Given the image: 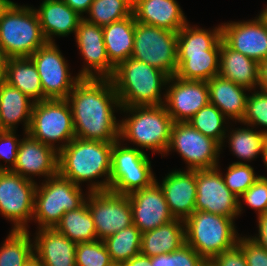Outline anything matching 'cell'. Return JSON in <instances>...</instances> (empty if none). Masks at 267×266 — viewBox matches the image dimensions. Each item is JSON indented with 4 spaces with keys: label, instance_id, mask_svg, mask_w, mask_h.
<instances>
[{
    "label": "cell",
    "instance_id": "obj_19",
    "mask_svg": "<svg viewBox=\"0 0 267 266\" xmlns=\"http://www.w3.org/2000/svg\"><path fill=\"white\" fill-rule=\"evenodd\" d=\"M75 36L80 53L88 64L78 76L80 78H111L115 67L110 63L106 52L103 27L89 23L83 18L78 24ZM92 69L98 76L94 75Z\"/></svg>",
    "mask_w": 267,
    "mask_h": 266
},
{
    "label": "cell",
    "instance_id": "obj_50",
    "mask_svg": "<svg viewBox=\"0 0 267 266\" xmlns=\"http://www.w3.org/2000/svg\"><path fill=\"white\" fill-rule=\"evenodd\" d=\"M7 57L0 51V83L5 81Z\"/></svg>",
    "mask_w": 267,
    "mask_h": 266
},
{
    "label": "cell",
    "instance_id": "obj_51",
    "mask_svg": "<svg viewBox=\"0 0 267 266\" xmlns=\"http://www.w3.org/2000/svg\"><path fill=\"white\" fill-rule=\"evenodd\" d=\"M25 266H44L35 256L26 263Z\"/></svg>",
    "mask_w": 267,
    "mask_h": 266
},
{
    "label": "cell",
    "instance_id": "obj_1",
    "mask_svg": "<svg viewBox=\"0 0 267 266\" xmlns=\"http://www.w3.org/2000/svg\"><path fill=\"white\" fill-rule=\"evenodd\" d=\"M75 137L115 142L120 140V123L114 107L121 104L111 78H81L68 95Z\"/></svg>",
    "mask_w": 267,
    "mask_h": 266
},
{
    "label": "cell",
    "instance_id": "obj_43",
    "mask_svg": "<svg viewBox=\"0 0 267 266\" xmlns=\"http://www.w3.org/2000/svg\"><path fill=\"white\" fill-rule=\"evenodd\" d=\"M237 244L244 253L247 266H267V251L251 237H240Z\"/></svg>",
    "mask_w": 267,
    "mask_h": 266
},
{
    "label": "cell",
    "instance_id": "obj_32",
    "mask_svg": "<svg viewBox=\"0 0 267 266\" xmlns=\"http://www.w3.org/2000/svg\"><path fill=\"white\" fill-rule=\"evenodd\" d=\"M55 229L75 243L97 240L93 218L86 202L78 209L63 214Z\"/></svg>",
    "mask_w": 267,
    "mask_h": 266
},
{
    "label": "cell",
    "instance_id": "obj_36",
    "mask_svg": "<svg viewBox=\"0 0 267 266\" xmlns=\"http://www.w3.org/2000/svg\"><path fill=\"white\" fill-rule=\"evenodd\" d=\"M229 138L230 147L238 158L248 161L260 153L264 156V146L267 139V134L264 131L257 132L250 128H239L235 131L232 130Z\"/></svg>",
    "mask_w": 267,
    "mask_h": 266
},
{
    "label": "cell",
    "instance_id": "obj_33",
    "mask_svg": "<svg viewBox=\"0 0 267 266\" xmlns=\"http://www.w3.org/2000/svg\"><path fill=\"white\" fill-rule=\"evenodd\" d=\"M141 234L140 230L132 225L103 240L114 264H123L140 253Z\"/></svg>",
    "mask_w": 267,
    "mask_h": 266
},
{
    "label": "cell",
    "instance_id": "obj_9",
    "mask_svg": "<svg viewBox=\"0 0 267 266\" xmlns=\"http://www.w3.org/2000/svg\"><path fill=\"white\" fill-rule=\"evenodd\" d=\"M32 138L58 152L75 138L72 110L67 99H46L34 102L31 124L27 132ZM67 143L55 148V141Z\"/></svg>",
    "mask_w": 267,
    "mask_h": 266
},
{
    "label": "cell",
    "instance_id": "obj_11",
    "mask_svg": "<svg viewBox=\"0 0 267 266\" xmlns=\"http://www.w3.org/2000/svg\"><path fill=\"white\" fill-rule=\"evenodd\" d=\"M119 143L113 142L109 190L129 195L149 187L156 179L148 156L139 148L120 147Z\"/></svg>",
    "mask_w": 267,
    "mask_h": 266
},
{
    "label": "cell",
    "instance_id": "obj_21",
    "mask_svg": "<svg viewBox=\"0 0 267 266\" xmlns=\"http://www.w3.org/2000/svg\"><path fill=\"white\" fill-rule=\"evenodd\" d=\"M14 168L0 166V170H11L26 179L28 175H42L49 179L58 174V151L32 138L26 133L21 139ZM28 174V175H27Z\"/></svg>",
    "mask_w": 267,
    "mask_h": 266
},
{
    "label": "cell",
    "instance_id": "obj_12",
    "mask_svg": "<svg viewBox=\"0 0 267 266\" xmlns=\"http://www.w3.org/2000/svg\"><path fill=\"white\" fill-rule=\"evenodd\" d=\"M37 184L11 170H0V213L14 222L12 230L26 231L34 214Z\"/></svg>",
    "mask_w": 267,
    "mask_h": 266
},
{
    "label": "cell",
    "instance_id": "obj_8",
    "mask_svg": "<svg viewBox=\"0 0 267 266\" xmlns=\"http://www.w3.org/2000/svg\"><path fill=\"white\" fill-rule=\"evenodd\" d=\"M42 185L36 187L33 214L40 228H55L63 214L78 209L86 202L80 186L59 173Z\"/></svg>",
    "mask_w": 267,
    "mask_h": 266
},
{
    "label": "cell",
    "instance_id": "obj_27",
    "mask_svg": "<svg viewBox=\"0 0 267 266\" xmlns=\"http://www.w3.org/2000/svg\"><path fill=\"white\" fill-rule=\"evenodd\" d=\"M207 84L209 88V103L215 105L228 118H234L242 122L246 112L247 100L244 90L248 89L219 75L208 80Z\"/></svg>",
    "mask_w": 267,
    "mask_h": 266
},
{
    "label": "cell",
    "instance_id": "obj_42",
    "mask_svg": "<svg viewBox=\"0 0 267 266\" xmlns=\"http://www.w3.org/2000/svg\"><path fill=\"white\" fill-rule=\"evenodd\" d=\"M240 197L248 206L258 210L259 215L267 212V178L260 176Z\"/></svg>",
    "mask_w": 267,
    "mask_h": 266
},
{
    "label": "cell",
    "instance_id": "obj_7",
    "mask_svg": "<svg viewBox=\"0 0 267 266\" xmlns=\"http://www.w3.org/2000/svg\"><path fill=\"white\" fill-rule=\"evenodd\" d=\"M121 108L133 115L120 122V139H129L142 149L167 153L173 120L164 105Z\"/></svg>",
    "mask_w": 267,
    "mask_h": 266
},
{
    "label": "cell",
    "instance_id": "obj_57",
    "mask_svg": "<svg viewBox=\"0 0 267 266\" xmlns=\"http://www.w3.org/2000/svg\"><path fill=\"white\" fill-rule=\"evenodd\" d=\"M3 130H2V125H1V122H0V132H2Z\"/></svg>",
    "mask_w": 267,
    "mask_h": 266
},
{
    "label": "cell",
    "instance_id": "obj_44",
    "mask_svg": "<svg viewBox=\"0 0 267 266\" xmlns=\"http://www.w3.org/2000/svg\"><path fill=\"white\" fill-rule=\"evenodd\" d=\"M20 141L14 135V131L0 132V158L12 163L14 168L17 160V152Z\"/></svg>",
    "mask_w": 267,
    "mask_h": 266
},
{
    "label": "cell",
    "instance_id": "obj_14",
    "mask_svg": "<svg viewBox=\"0 0 267 266\" xmlns=\"http://www.w3.org/2000/svg\"><path fill=\"white\" fill-rule=\"evenodd\" d=\"M171 149L180 153L189 165L188 170L195 171L217 167L221 145L197 131L189 122H173L167 153Z\"/></svg>",
    "mask_w": 267,
    "mask_h": 266
},
{
    "label": "cell",
    "instance_id": "obj_15",
    "mask_svg": "<svg viewBox=\"0 0 267 266\" xmlns=\"http://www.w3.org/2000/svg\"><path fill=\"white\" fill-rule=\"evenodd\" d=\"M29 58L37 68L46 99H67L81 79L78 75L71 78L68 64L54 42L39 47Z\"/></svg>",
    "mask_w": 267,
    "mask_h": 266
},
{
    "label": "cell",
    "instance_id": "obj_35",
    "mask_svg": "<svg viewBox=\"0 0 267 266\" xmlns=\"http://www.w3.org/2000/svg\"><path fill=\"white\" fill-rule=\"evenodd\" d=\"M133 0H93L87 22L105 26L132 15Z\"/></svg>",
    "mask_w": 267,
    "mask_h": 266
},
{
    "label": "cell",
    "instance_id": "obj_24",
    "mask_svg": "<svg viewBox=\"0 0 267 266\" xmlns=\"http://www.w3.org/2000/svg\"><path fill=\"white\" fill-rule=\"evenodd\" d=\"M132 14L137 22L173 32L187 23L176 0H133Z\"/></svg>",
    "mask_w": 267,
    "mask_h": 266
},
{
    "label": "cell",
    "instance_id": "obj_55",
    "mask_svg": "<svg viewBox=\"0 0 267 266\" xmlns=\"http://www.w3.org/2000/svg\"><path fill=\"white\" fill-rule=\"evenodd\" d=\"M203 266H212L209 261H207Z\"/></svg>",
    "mask_w": 267,
    "mask_h": 266
},
{
    "label": "cell",
    "instance_id": "obj_56",
    "mask_svg": "<svg viewBox=\"0 0 267 266\" xmlns=\"http://www.w3.org/2000/svg\"><path fill=\"white\" fill-rule=\"evenodd\" d=\"M112 266H123L122 264H113Z\"/></svg>",
    "mask_w": 267,
    "mask_h": 266
},
{
    "label": "cell",
    "instance_id": "obj_6",
    "mask_svg": "<svg viewBox=\"0 0 267 266\" xmlns=\"http://www.w3.org/2000/svg\"><path fill=\"white\" fill-rule=\"evenodd\" d=\"M233 220L231 217L195 210L184 220L185 243L210 261L238 243Z\"/></svg>",
    "mask_w": 267,
    "mask_h": 266
},
{
    "label": "cell",
    "instance_id": "obj_16",
    "mask_svg": "<svg viewBox=\"0 0 267 266\" xmlns=\"http://www.w3.org/2000/svg\"><path fill=\"white\" fill-rule=\"evenodd\" d=\"M218 171V166L196 170L195 208L234 219L241 212L242 204L225 185L223 176Z\"/></svg>",
    "mask_w": 267,
    "mask_h": 266
},
{
    "label": "cell",
    "instance_id": "obj_45",
    "mask_svg": "<svg viewBox=\"0 0 267 266\" xmlns=\"http://www.w3.org/2000/svg\"><path fill=\"white\" fill-rule=\"evenodd\" d=\"M209 262L212 266H247L244 253L238 244L214 256Z\"/></svg>",
    "mask_w": 267,
    "mask_h": 266
},
{
    "label": "cell",
    "instance_id": "obj_30",
    "mask_svg": "<svg viewBox=\"0 0 267 266\" xmlns=\"http://www.w3.org/2000/svg\"><path fill=\"white\" fill-rule=\"evenodd\" d=\"M135 18L131 16L103 26V37L110 63L116 68L131 57L134 47Z\"/></svg>",
    "mask_w": 267,
    "mask_h": 266
},
{
    "label": "cell",
    "instance_id": "obj_22",
    "mask_svg": "<svg viewBox=\"0 0 267 266\" xmlns=\"http://www.w3.org/2000/svg\"><path fill=\"white\" fill-rule=\"evenodd\" d=\"M159 186L174 218L185 220L196 210V170L171 172Z\"/></svg>",
    "mask_w": 267,
    "mask_h": 266
},
{
    "label": "cell",
    "instance_id": "obj_2",
    "mask_svg": "<svg viewBox=\"0 0 267 266\" xmlns=\"http://www.w3.org/2000/svg\"><path fill=\"white\" fill-rule=\"evenodd\" d=\"M221 26L212 32L186 23L177 35V71L184 80L208 81L219 74Z\"/></svg>",
    "mask_w": 267,
    "mask_h": 266
},
{
    "label": "cell",
    "instance_id": "obj_54",
    "mask_svg": "<svg viewBox=\"0 0 267 266\" xmlns=\"http://www.w3.org/2000/svg\"><path fill=\"white\" fill-rule=\"evenodd\" d=\"M262 13L265 15V17H267V6H266L265 10L263 9Z\"/></svg>",
    "mask_w": 267,
    "mask_h": 266
},
{
    "label": "cell",
    "instance_id": "obj_23",
    "mask_svg": "<svg viewBox=\"0 0 267 266\" xmlns=\"http://www.w3.org/2000/svg\"><path fill=\"white\" fill-rule=\"evenodd\" d=\"M34 241V256L44 266H76L77 243L55 228H39Z\"/></svg>",
    "mask_w": 267,
    "mask_h": 266
},
{
    "label": "cell",
    "instance_id": "obj_17",
    "mask_svg": "<svg viewBox=\"0 0 267 266\" xmlns=\"http://www.w3.org/2000/svg\"><path fill=\"white\" fill-rule=\"evenodd\" d=\"M222 41L232 50L260 63L267 59V18L221 25Z\"/></svg>",
    "mask_w": 267,
    "mask_h": 266
},
{
    "label": "cell",
    "instance_id": "obj_13",
    "mask_svg": "<svg viewBox=\"0 0 267 266\" xmlns=\"http://www.w3.org/2000/svg\"><path fill=\"white\" fill-rule=\"evenodd\" d=\"M88 209L92 215L97 240L133 225L131 203L128 195L106 191H90Z\"/></svg>",
    "mask_w": 267,
    "mask_h": 266
},
{
    "label": "cell",
    "instance_id": "obj_4",
    "mask_svg": "<svg viewBox=\"0 0 267 266\" xmlns=\"http://www.w3.org/2000/svg\"><path fill=\"white\" fill-rule=\"evenodd\" d=\"M168 79L165 72L132 57L121 62L111 77L121 107L164 105L160 90Z\"/></svg>",
    "mask_w": 267,
    "mask_h": 266
},
{
    "label": "cell",
    "instance_id": "obj_37",
    "mask_svg": "<svg viewBox=\"0 0 267 266\" xmlns=\"http://www.w3.org/2000/svg\"><path fill=\"white\" fill-rule=\"evenodd\" d=\"M225 115L213 104L201 108L188 122L203 135L216 140L221 146L226 138L223 123Z\"/></svg>",
    "mask_w": 267,
    "mask_h": 266
},
{
    "label": "cell",
    "instance_id": "obj_48",
    "mask_svg": "<svg viewBox=\"0 0 267 266\" xmlns=\"http://www.w3.org/2000/svg\"><path fill=\"white\" fill-rule=\"evenodd\" d=\"M123 266H152L151 257L139 253L137 256L124 262Z\"/></svg>",
    "mask_w": 267,
    "mask_h": 266
},
{
    "label": "cell",
    "instance_id": "obj_3",
    "mask_svg": "<svg viewBox=\"0 0 267 266\" xmlns=\"http://www.w3.org/2000/svg\"><path fill=\"white\" fill-rule=\"evenodd\" d=\"M112 147L113 142L75 137L58 152V173L76 185L106 175V180L91 183L89 191L109 190Z\"/></svg>",
    "mask_w": 267,
    "mask_h": 266
},
{
    "label": "cell",
    "instance_id": "obj_53",
    "mask_svg": "<svg viewBox=\"0 0 267 266\" xmlns=\"http://www.w3.org/2000/svg\"><path fill=\"white\" fill-rule=\"evenodd\" d=\"M263 160H264V163H265L266 166H267V139H266L265 146H264V156H263Z\"/></svg>",
    "mask_w": 267,
    "mask_h": 266
},
{
    "label": "cell",
    "instance_id": "obj_39",
    "mask_svg": "<svg viewBox=\"0 0 267 266\" xmlns=\"http://www.w3.org/2000/svg\"><path fill=\"white\" fill-rule=\"evenodd\" d=\"M260 176H256L254 168L244 162H234L227 170L225 185L238 198L252 186Z\"/></svg>",
    "mask_w": 267,
    "mask_h": 266
},
{
    "label": "cell",
    "instance_id": "obj_20",
    "mask_svg": "<svg viewBox=\"0 0 267 266\" xmlns=\"http://www.w3.org/2000/svg\"><path fill=\"white\" fill-rule=\"evenodd\" d=\"M128 197L131 203L133 225L141 233L153 230L175 219L157 181H154L149 187L130 193Z\"/></svg>",
    "mask_w": 267,
    "mask_h": 266
},
{
    "label": "cell",
    "instance_id": "obj_5",
    "mask_svg": "<svg viewBox=\"0 0 267 266\" xmlns=\"http://www.w3.org/2000/svg\"><path fill=\"white\" fill-rule=\"evenodd\" d=\"M46 43L35 9L10 1L0 14V51L7 58L30 57Z\"/></svg>",
    "mask_w": 267,
    "mask_h": 266
},
{
    "label": "cell",
    "instance_id": "obj_25",
    "mask_svg": "<svg viewBox=\"0 0 267 266\" xmlns=\"http://www.w3.org/2000/svg\"><path fill=\"white\" fill-rule=\"evenodd\" d=\"M37 12L40 26L47 42H54L52 35L67 36L75 33L83 19L62 0H44Z\"/></svg>",
    "mask_w": 267,
    "mask_h": 266
},
{
    "label": "cell",
    "instance_id": "obj_31",
    "mask_svg": "<svg viewBox=\"0 0 267 266\" xmlns=\"http://www.w3.org/2000/svg\"><path fill=\"white\" fill-rule=\"evenodd\" d=\"M5 82L19 89L33 102L46 100L39 73L29 57L7 58Z\"/></svg>",
    "mask_w": 267,
    "mask_h": 266
},
{
    "label": "cell",
    "instance_id": "obj_18",
    "mask_svg": "<svg viewBox=\"0 0 267 266\" xmlns=\"http://www.w3.org/2000/svg\"><path fill=\"white\" fill-rule=\"evenodd\" d=\"M167 82L172 85L164 95L167 102L164 106L173 122H188L209 103L207 81L184 80L174 75Z\"/></svg>",
    "mask_w": 267,
    "mask_h": 266
},
{
    "label": "cell",
    "instance_id": "obj_26",
    "mask_svg": "<svg viewBox=\"0 0 267 266\" xmlns=\"http://www.w3.org/2000/svg\"><path fill=\"white\" fill-rule=\"evenodd\" d=\"M218 75L251 90L258 85L259 63L232 50L221 40Z\"/></svg>",
    "mask_w": 267,
    "mask_h": 266
},
{
    "label": "cell",
    "instance_id": "obj_40",
    "mask_svg": "<svg viewBox=\"0 0 267 266\" xmlns=\"http://www.w3.org/2000/svg\"><path fill=\"white\" fill-rule=\"evenodd\" d=\"M206 262L186 243L174 252L151 257L152 266H203Z\"/></svg>",
    "mask_w": 267,
    "mask_h": 266
},
{
    "label": "cell",
    "instance_id": "obj_34",
    "mask_svg": "<svg viewBox=\"0 0 267 266\" xmlns=\"http://www.w3.org/2000/svg\"><path fill=\"white\" fill-rule=\"evenodd\" d=\"M6 241L0 247V266H25L34 256V243H31L29 231L11 230Z\"/></svg>",
    "mask_w": 267,
    "mask_h": 266
},
{
    "label": "cell",
    "instance_id": "obj_29",
    "mask_svg": "<svg viewBox=\"0 0 267 266\" xmlns=\"http://www.w3.org/2000/svg\"><path fill=\"white\" fill-rule=\"evenodd\" d=\"M184 220L175 218L153 230L141 234L140 253L156 256L171 253L185 244Z\"/></svg>",
    "mask_w": 267,
    "mask_h": 266
},
{
    "label": "cell",
    "instance_id": "obj_38",
    "mask_svg": "<svg viewBox=\"0 0 267 266\" xmlns=\"http://www.w3.org/2000/svg\"><path fill=\"white\" fill-rule=\"evenodd\" d=\"M76 266H112L107 247L102 240L77 243Z\"/></svg>",
    "mask_w": 267,
    "mask_h": 266
},
{
    "label": "cell",
    "instance_id": "obj_46",
    "mask_svg": "<svg viewBox=\"0 0 267 266\" xmlns=\"http://www.w3.org/2000/svg\"><path fill=\"white\" fill-rule=\"evenodd\" d=\"M259 236L252 237L257 244L267 251V212L258 215Z\"/></svg>",
    "mask_w": 267,
    "mask_h": 266
},
{
    "label": "cell",
    "instance_id": "obj_47",
    "mask_svg": "<svg viewBox=\"0 0 267 266\" xmlns=\"http://www.w3.org/2000/svg\"><path fill=\"white\" fill-rule=\"evenodd\" d=\"M69 7H71L80 16L83 12H88L93 0H62Z\"/></svg>",
    "mask_w": 267,
    "mask_h": 266
},
{
    "label": "cell",
    "instance_id": "obj_52",
    "mask_svg": "<svg viewBox=\"0 0 267 266\" xmlns=\"http://www.w3.org/2000/svg\"><path fill=\"white\" fill-rule=\"evenodd\" d=\"M10 0H0V14L3 9L9 4Z\"/></svg>",
    "mask_w": 267,
    "mask_h": 266
},
{
    "label": "cell",
    "instance_id": "obj_28",
    "mask_svg": "<svg viewBox=\"0 0 267 266\" xmlns=\"http://www.w3.org/2000/svg\"><path fill=\"white\" fill-rule=\"evenodd\" d=\"M34 102L7 82L0 83V122L3 131H15V124L23 120L25 134L29 131Z\"/></svg>",
    "mask_w": 267,
    "mask_h": 266
},
{
    "label": "cell",
    "instance_id": "obj_49",
    "mask_svg": "<svg viewBox=\"0 0 267 266\" xmlns=\"http://www.w3.org/2000/svg\"><path fill=\"white\" fill-rule=\"evenodd\" d=\"M258 85L262 91L267 92V59L259 63Z\"/></svg>",
    "mask_w": 267,
    "mask_h": 266
},
{
    "label": "cell",
    "instance_id": "obj_10",
    "mask_svg": "<svg viewBox=\"0 0 267 266\" xmlns=\"http://www.w3.org/2000/svg\"><path fill=\"white\" fill-rule=\"evenodd\" d=\"M177 35L178 32L136 21L131 57L174 76L178 68Z\"/></svg>",
    "mask_w": 267,
    "mask_h": 266
},
{
    "label": "cell",
    "instance_id": "obj_41",
    "mask_svg": "<svg viewBox=\"0 0 267 266\" xmlns=\"http://www.w3.org/2000/svg\"><path fill=\"white\" fill-rule=\"evenodd\" d=\"M242 123L247 125H260L267 128V92L257 91L247 96L246 112ZM267 134V130L264 131Z\"/></svg>",
    "mask_w": 267,
    "mask_h": 266
}]
</instances>
